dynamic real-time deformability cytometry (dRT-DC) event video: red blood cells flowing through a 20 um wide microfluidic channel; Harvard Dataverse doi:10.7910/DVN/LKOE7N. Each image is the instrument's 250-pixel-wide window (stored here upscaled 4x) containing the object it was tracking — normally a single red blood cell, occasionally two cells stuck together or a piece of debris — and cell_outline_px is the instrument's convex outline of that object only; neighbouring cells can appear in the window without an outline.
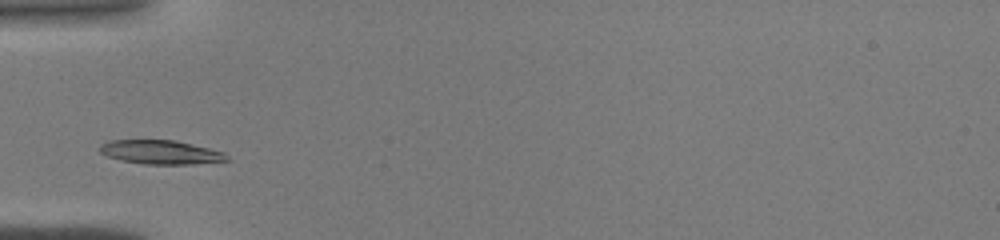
{"species": "common noctule bat (a hibernating species)", "species_latin": "Nyctalus noctula", "temperature_condition": "warm", "stored_images_in_passage": 23, "camera_frame_rate_fps": 3000, "um_per_image_px": 0.085, "animal": {"sex": "male", "body_mass_g": 19.0, "forearm_length_mm": 50.8}, "frame": {"image": 1, "passage_image": 1, "time_ms": 0.0, "image_size_px": [1000, 240], "cell_outline_px": [[232, 160], [192, 164], [144, 164], [120, 160], [108, 156], [100, 152], [100, 144], [108, 140], [176, 140], [224, 152]], "centroid_in_image_um": [13.67, 12.93], "position_along_channel_um": 71.3, "area_um2": 17.74}}
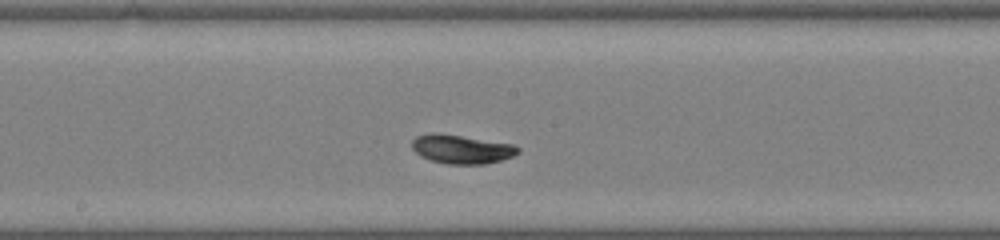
{"frame": {"image": 2, "passage_image": 10, "time_ms": 3.0, "image_size_px": [1000, 240], "cell_outline_px": [[520, 152], [512, 156], [500, 160], [484, 164], [448, 164], [432, 160], [420, 156], [412, 148], [412, 140], [416, 136], [432, 132], [436, 132], [512, 144], [520, 148]], "centroid_in_image_um": [39.21, 12.67], "position_along_channel_um": 209.0, "area_um2": 17.69}}
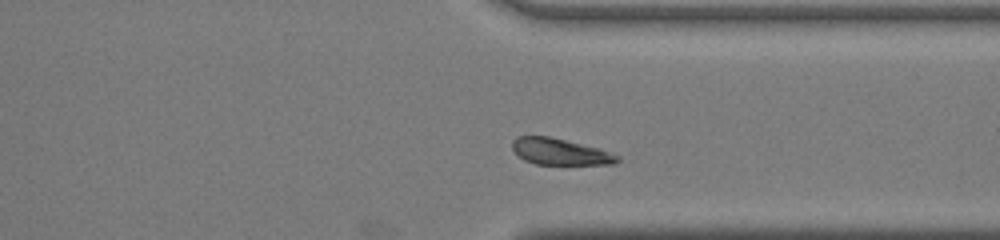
{"frame": {"image": 3, "passage_image": 20, "time_ms": 6.333, "image_size_px": [1000, 240], "cell_outline_px": [[620, 160], [616, 164], [536, 164], [524, 160], [512, 148], [512, 140], [516, 136], [548, 136], [600, 148], [620, 156]], "centroid_in_image_um": [47.63, 12.89], "position_along_channel_um": 363.8, "area_um2": 16.13}}